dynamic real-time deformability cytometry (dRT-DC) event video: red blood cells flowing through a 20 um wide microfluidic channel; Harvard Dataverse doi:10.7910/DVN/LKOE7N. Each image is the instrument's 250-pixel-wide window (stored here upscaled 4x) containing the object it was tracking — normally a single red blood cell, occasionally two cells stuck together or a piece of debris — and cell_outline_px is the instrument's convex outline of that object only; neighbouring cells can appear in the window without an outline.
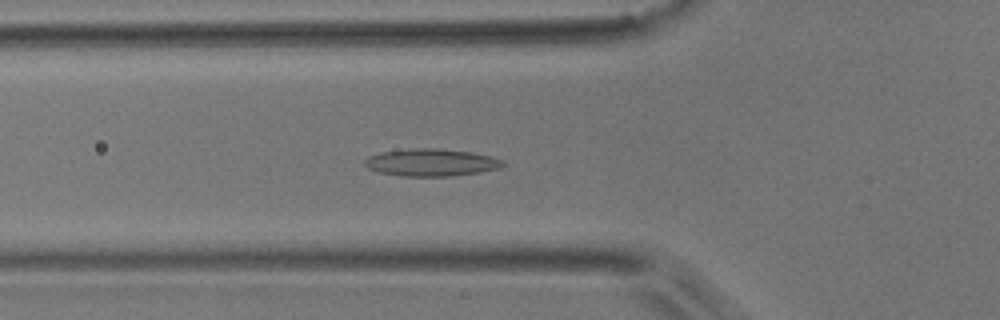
{"species": "common noctule bat (a hibernating species)", "species_latin": "Nyctalus noctula", "temperature_condition": "room temperature", "stored_images_in_passage": 37, "camera_frame_rate_fps": 3000, "um_per_image_px": 0.085, "animal": {"sex": "male", "body_mass_g": 17.9}, "frame": {"image": 1, "passage_image": 3, "time_ms": 0.667, "image_size_px": [1000, 320], "cell_outline_px": [[504, 164], [500, 168], [480, 172], [452, 176], [404, 176], [380, 172], [368, 168], [364, 164], [364, 160], [368, 156], [380, 152], [408, 148], [440, 148], [472, 152], [492, 156], [504, 160]], "centroid_in_image_um": [36.67, 13.8], "position_along_channel_um": 89.1, "area_um2": 22.2}}
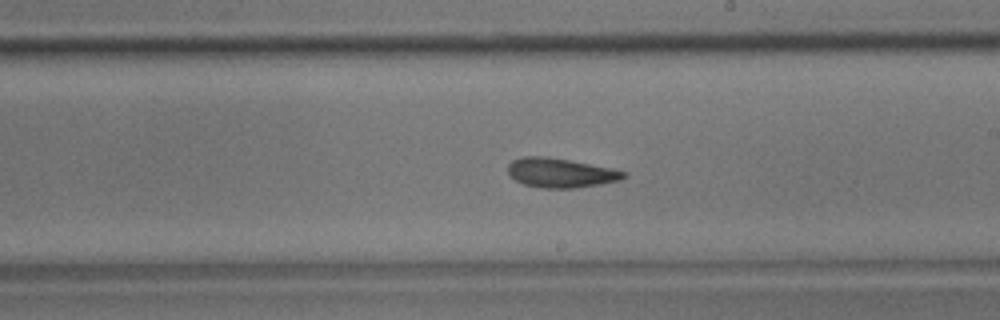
{"frame": {"image": 2, "passage_image": 15, "time_ms": 4.667, "image_size_px": [1000, 320], "cell_outline_px": [[628, 176], [620, 180], [600, 184], [576, 188], [540, 188], [524, 184], [516, 180], [508, 172], [508, 164], [512, 160], [524, 156], [544, 156], [568, 160], [628, 172]], "centroid_in_image_um": [47.64, 14.7], "position_along_channel_um": 241.4, "area_um2": 19.65}}
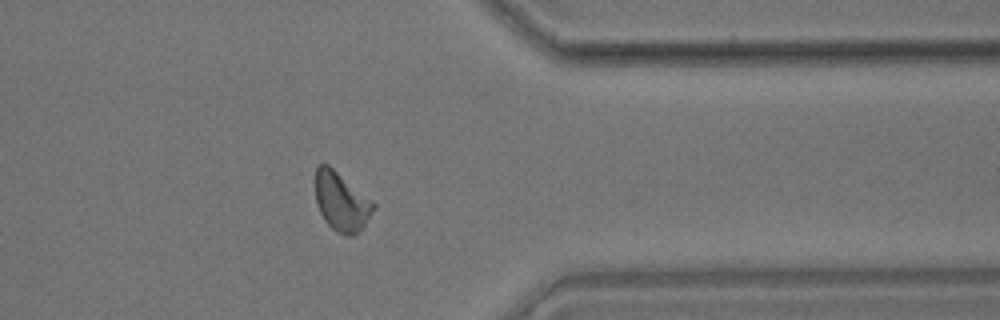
{"frame": {"image": 3, "passage_image": 27, "time_ms": 8.667, "image_size_px": [1000, 320], "cell_outline_px": [[376, 208], [364, 224], [352, 236], [344, 236], [336, 232], [324, 220], [320, 212], [316, 200], [316, 168], [320, 164], [328, 164], [372, 200], [376, 204]], "centroid_in_image_um": [29.02, 17.15], "position_along_channel_um": 382.4, "area_um2": 19.65}, "authors_computed_cell_mechanics": {"area_um2": 19.4208, "velocity_mm_per_s": 3.7957, "shape_relaxation_time_tau1_ms": 10.7746, "shape_relaxation_time_tau2_ms": 2.8085, "deformation_change_tau1": 0.2078, "deformation_change_tau2": 0.1024}}